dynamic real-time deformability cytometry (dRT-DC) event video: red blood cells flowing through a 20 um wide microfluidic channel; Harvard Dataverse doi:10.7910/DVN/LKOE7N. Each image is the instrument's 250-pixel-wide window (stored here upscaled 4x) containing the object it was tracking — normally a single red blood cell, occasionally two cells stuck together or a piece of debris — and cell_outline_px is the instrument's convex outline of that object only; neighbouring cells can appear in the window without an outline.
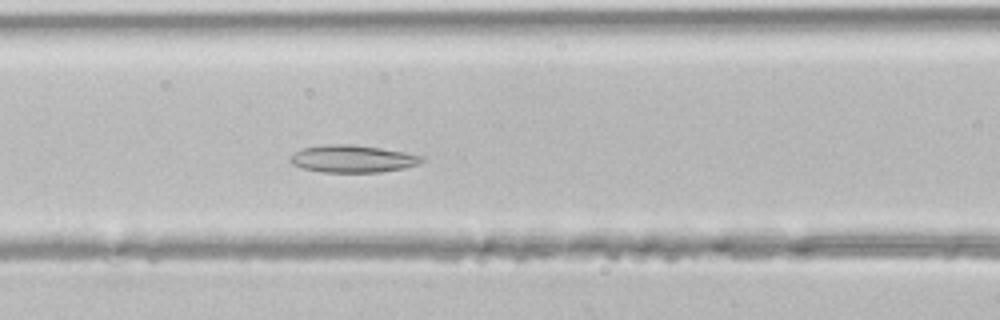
{"species": "common noctule bat (a hibernating species)", "species_latin": "Nyctalus noctula", "temperature_condition": "room temperature", "stored_images_in_passage": 35, "segment_of_instrument_passage": [1, 2], "camera_frame_rate_fps": 3000, "um_per_image_px": 0.085, "animal": {"sex": "male", "body_mass_g": 21.5, "forearm_length_mm": 52.0}, "frame": {"image": 1, "passage_image": 9, "time_ms": 2.667, "image_size_px": [1000, 320], "cell_outline_px": [[424, 160], [416, 164], [404, 168], [380, 172], [320, 172], [304, 168], [292, 164], [288, 160], [288, 156], [300, 148], [324, 144], [352, 144], [380, 148], [404, 152], [424, 156]], "centroid_in_image_um": [29.9, 13.49], "position_along_channel_um": 136.7, "area_um2": 21.1}}
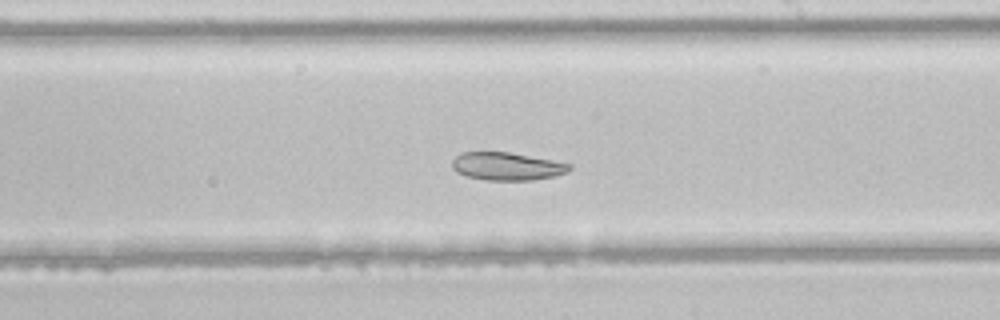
{"frame": {"image": 2, "passage_image": 16, "time_ms": 5.0, "image_size_px": [1000, 320], "cell_outline_px": [[572, 168], [568, 172], [556, 176], [532, 180], [484, 180], [468, 176], [456, 172], [452, 168], [452, 160], [460, 152], [508, 152], [552, 160], [572, 164]], "centroid_in_image_um": [43.09, 14.14], "position_along_channel_um": 245.9, "area_um2": 19.13}}
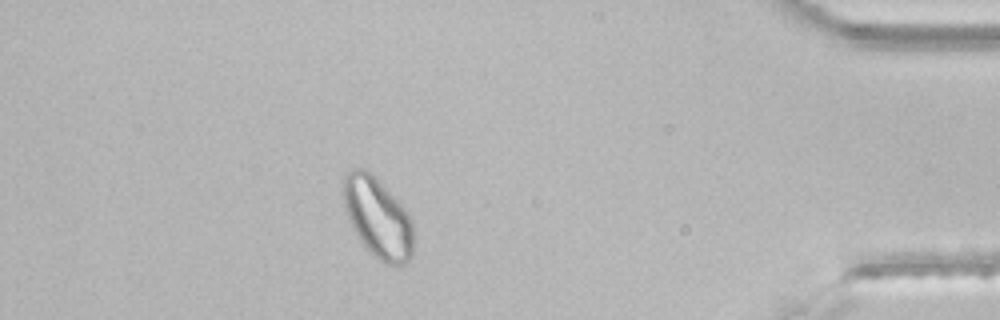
{"frame": {"image": 3, "passage_image": 29, "time_ms": 9.333, "image_size_px": [1000, 320], "cell_outline_px": [[412, 256], [404, 264], [384, 264], [360, 240], [352, 228], [344, 208], [344, 176], [352, 168], [360, 168], [368, 172], [408, 212], [412, 220]], "centroid_in_image_um": [32.1, 18.53], "position_along_channel_um": 403.1, "area_um2": 31.79}}